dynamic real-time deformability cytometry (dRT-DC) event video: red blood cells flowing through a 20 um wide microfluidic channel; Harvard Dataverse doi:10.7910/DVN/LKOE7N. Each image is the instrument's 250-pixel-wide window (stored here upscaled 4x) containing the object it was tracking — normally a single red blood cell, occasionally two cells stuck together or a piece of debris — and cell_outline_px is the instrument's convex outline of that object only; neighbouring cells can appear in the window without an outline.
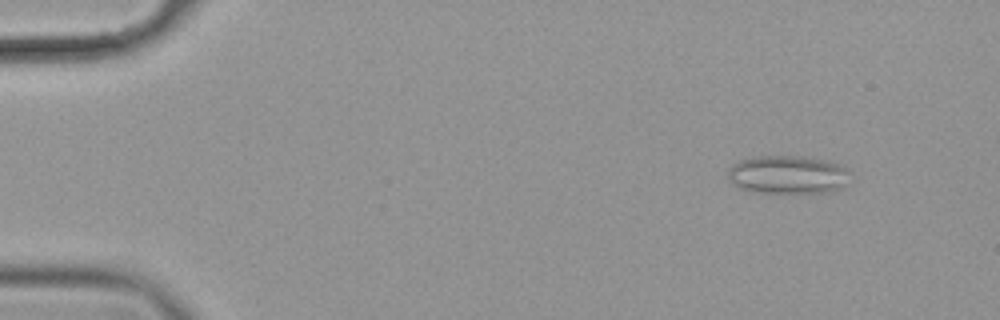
{"species": "common noctule bat (a hibernating species)", "species_latin": "Nyctalus noctula", "temperature_condition": "cold", "stored_images_in_passage": 15, "segment_of_instrument_passage": [1, 2], "camera_frame_rate_fps": 3000, "um_per_image_px": 0.085, "animal": {"sex": "female", "body_mass_g": 19.9}, "frame": {"image": 1, "passage_image": 2, "time_ms": 0.333, "image_size_px": [1000, 320], "cell_outline_px": [[848, 172], [844, 184], [840, 188], [832, 192], [752, 192], [740, 188], [732, 184], [728, 176], [728, 168], [732, 164], [740, 160], [756, 156], [800, 156], [828, 160], [840, 164]], "centroid_in_image_um": [66.91, 14.84], "position_along_channel_um": 18.1, "area_um2": 27.17}}
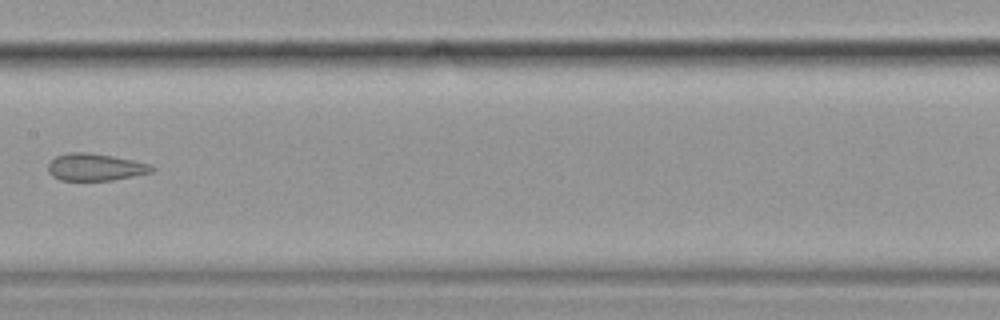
{"frame": {"image": 2, "passage_image": 8, "time_ms": 2.333, "image_size_px": [1000, 320], "cell_outline_px": [[156, 168], [152, 172], [112, 180], [60, 180], [52, 176], [48, 172], [48, 164], [56, 156], [68, 152], [88, 152], [112, 156], [132, 160], [148, 164]], "centroid_in_image_um": [8.06, 14.2], "position_along_channel_um": 199.3, "area_um2": 16.3}}
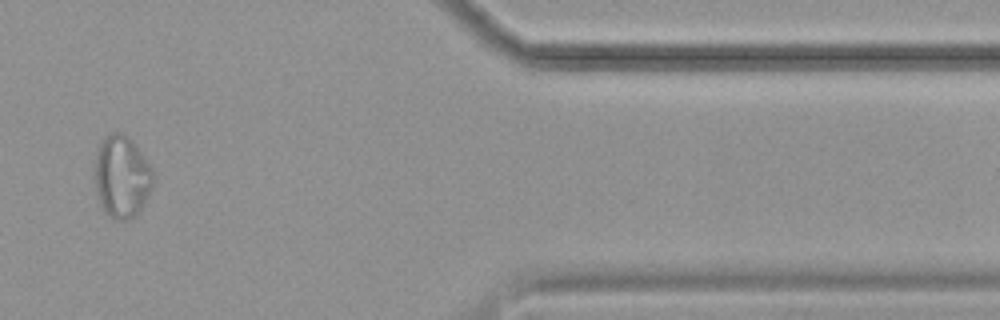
{"frame": {"image": 3, "passage_image": 13, "time_ms": 4.0, "image_size_px": [1000, 320], "cell_outline_px": [[152, 188], [140, 212], [136, 216], [128, 220], [116, 220], [108, 216], [104, 212], [100, 204], [92, 180], [92, 172], [96, 148], [104, 136], [112, 132], [120, 132], [128, 136], [136, 144], [152, 168]], "centroid_in_image_um": [10.29, 15.02], "position_along_channel_um": 401.1, "area_um2": 29.02}}